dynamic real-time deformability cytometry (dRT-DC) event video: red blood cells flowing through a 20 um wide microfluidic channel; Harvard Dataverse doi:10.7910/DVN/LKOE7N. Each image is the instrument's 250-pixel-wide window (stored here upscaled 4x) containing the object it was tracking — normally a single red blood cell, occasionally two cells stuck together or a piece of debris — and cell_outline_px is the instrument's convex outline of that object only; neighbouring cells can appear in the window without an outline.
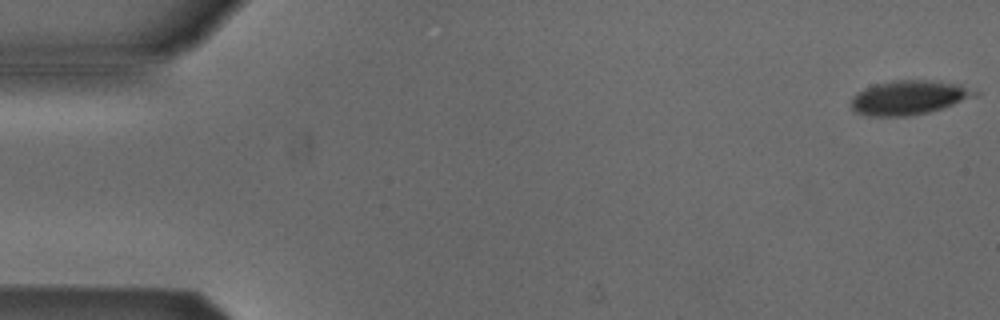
{"species": "Egyptian fruit bat (a non-hibernating species)", "species_latin": "Rousettus aegyptiacus", "temperature_condition": "cold", "stored_images_in_passage": 4, "camera_frame_rate_fps": 3000, "um_per_image_px": 0.085, "animal": {"sex": "male"}, "frame": {"image": 1, "passage_image": 1, "time_ms": 0.0, "image_size_px": [1000, 320], "cell_outline_px": [[980, 92], [976, 96], [928, 112], [908, 116], [872, 116], [856, 112], [852, 108], [852, 96], [856, 92], [864, 88], [876, 84], [892, 80], [932, 80], [960, 84]], "centroid_in_image_um": [77.24, 8.27], "position_along_channel_um": 7.8, "area_um2": 24.51}}